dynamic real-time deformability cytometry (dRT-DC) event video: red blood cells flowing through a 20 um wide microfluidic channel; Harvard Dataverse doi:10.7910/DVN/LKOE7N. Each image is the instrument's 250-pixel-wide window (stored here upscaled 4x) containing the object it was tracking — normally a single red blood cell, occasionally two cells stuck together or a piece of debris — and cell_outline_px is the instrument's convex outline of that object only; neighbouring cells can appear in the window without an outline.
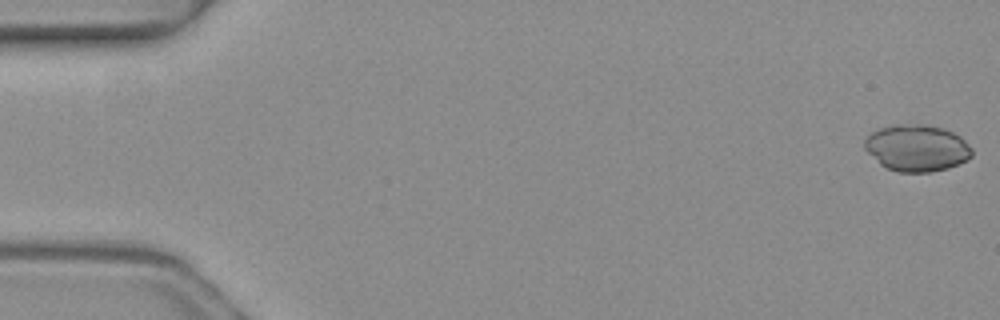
{"species": "common noctule bat (a hibernating species)", "species_latin": "Nyctalus noctula", "temperature_condition": "warm", "stored_images_in_passage": 4, "camera_frame_rate_fps": 3000, "um_per_image_px": 0.085, "animal": {"sex": "female", "body_mass_g": 19.3, "forearm_length_mm": 54.1}, "frame": {"image": 1, "passage_image": 1, "time_ms": 0.0, "image_size_px": [1000, 320], "cell_outline_px": [[972, 156], [968, 160], [948, 168], [932, 172], [896, 172], [880, 164], [864, 148], [864, 140], [872, 132], [880, 128], [892, 124], [928, 124], [952, 132], [960, 136], [972, 148]], "centroid_in_image_um": [77.93, 12.58], "position_along_channel_um": 7.1, "area_um2": 29.3}}